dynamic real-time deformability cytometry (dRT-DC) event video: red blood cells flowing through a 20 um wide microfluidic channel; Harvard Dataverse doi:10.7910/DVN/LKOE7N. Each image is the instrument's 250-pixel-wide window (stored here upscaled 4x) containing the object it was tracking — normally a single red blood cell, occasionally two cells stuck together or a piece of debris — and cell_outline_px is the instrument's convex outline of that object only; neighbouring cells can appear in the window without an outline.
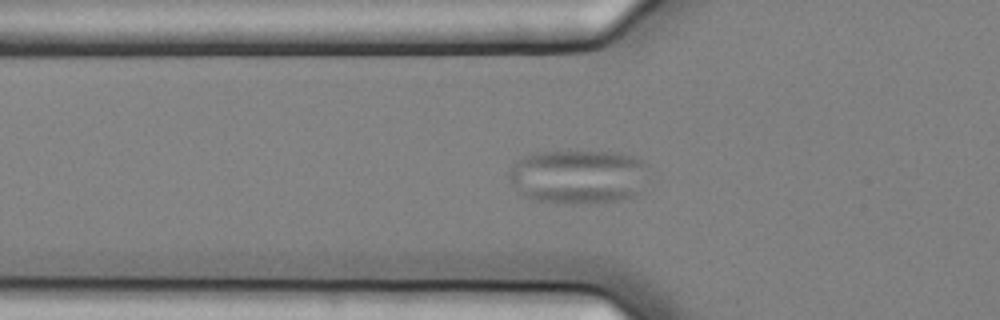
{"species": "common noctule bat (a hibernating species)", "species_latin": "Nyctalus noctula", "temperature_condition": "cold", "stored_images_in_passage": 40, "camera_frame_rate_fps": 3000, "um_per_image_px": 0.085, "animal": {"sex": "female", "body_mass_g": 25.1}, "frame": {"image": 1, "passage_image": 2, "time_ms": 0.333, "image_size_px": [1000, 320], "cell_outline_px": [[648, 164], [636, 192], [632, 196], [616, 200], [536, 200], [516, 192], [508, 180], [508, 172], [516, 160], [532, 152], [620, 152], [644, 160]], "centroid_in_image_um": [49.05, 14.93], "position_along_channel_um": 76.7, "area_um2": 42.6}}
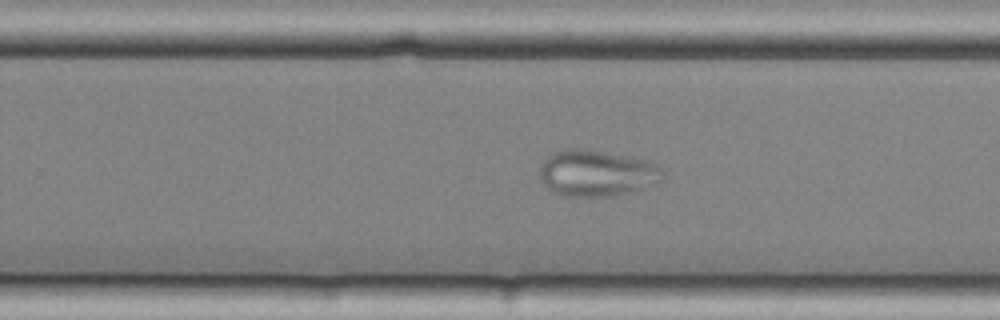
{"frame": {"image": 2, "passage_image": 19, "time_ms": 6.0, "image_size_px": [1000, 320], "cell_outline_px": [[664, 172], [660, 180], [656, 184], [612, 196], [560, 196], [544, 188], [540, 176], [540, 164], [552, 152], [568, 148], [580, 148], [656, 160], [660, 164]], "centroid_in_image_um": [50.73, 14.7], "position_along_channel_um": 279.1, "area_um2": 33.87}}
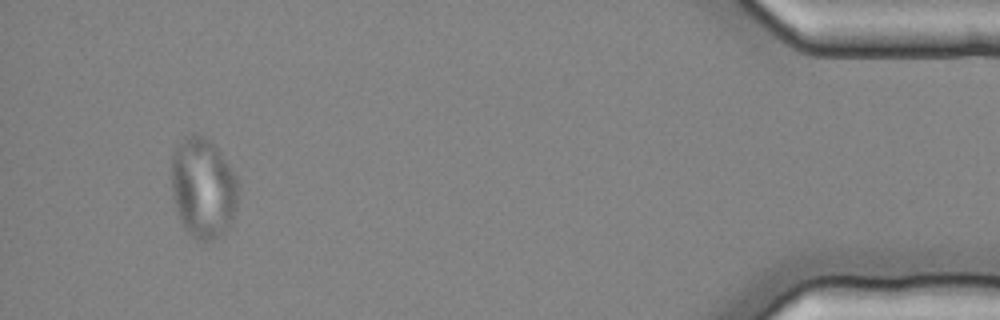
{"frame": {"image": 3, "passage_image": 36, "time_ms": 11.667, "image_size_px": [1000, 320], "cell_outline_px": [[240, 188], [236, 208], [228, 232], [212, 240], [196, 240], [184, 228], [180, 220], [172, 196], [172, 156], [176, 148], [192, 132], [196, 132], [204, 136], [220, 152], [236, 176]], "centroid_in_image_um": [17.29, 16.01], "position_along_channel_um": 417.9, "area_um2": 39.25}}